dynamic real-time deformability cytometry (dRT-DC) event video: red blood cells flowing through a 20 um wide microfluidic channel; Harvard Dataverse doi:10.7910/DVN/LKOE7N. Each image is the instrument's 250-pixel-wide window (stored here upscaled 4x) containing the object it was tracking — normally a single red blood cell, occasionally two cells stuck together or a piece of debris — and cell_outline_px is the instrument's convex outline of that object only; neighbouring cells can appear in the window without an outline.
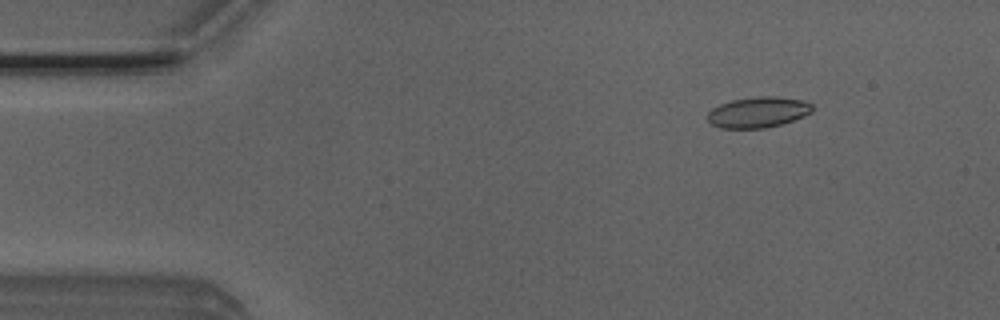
{"species": "Egyptian fruit bat (a non-hibernating species)", "species_latin": "Rousettus aegyptiacus", "temperature_condition": "room temperature", "stored_images_in_passage": 39, "camera_frame_rate_fps": 3000, "um_per_image_px": 0.085, "animal": {"sex": "male"}, "frame": {"image": 1, "passage_image": 5, "time_ms": 1.333, "image_size_px": [1000, 320], "cell_outline_px": [[812, 112], [804, 116], [780, 124], [764, 128], [720, 128], [712, 124], [704, 116], [712, 108], [720, 104], [732, 100], [760, 96], [776, 96], [804, 100], [812, 104]], "centroid_in_image_um": [64.41, 9.53], "position_along_channel_um": 20.6, "area_um2": 18.79}}
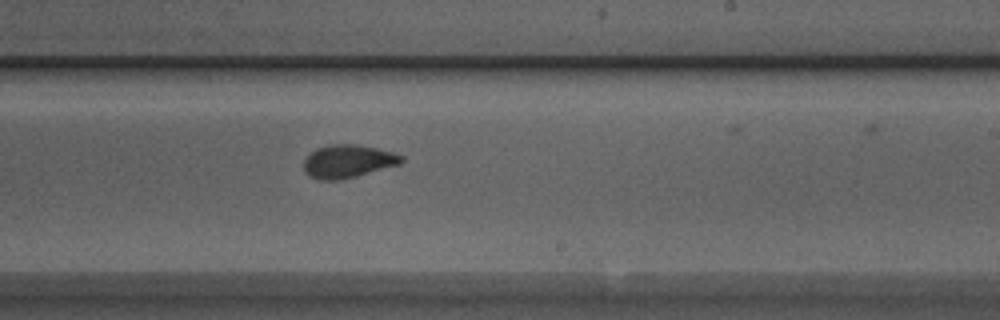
{"frame": {"image": 2, "passage_image": 29, "time_ms": 9.333, "image_size_px": [1000, 320], "cell_outline_px": [[404, 160], [400, 164], [356, 176], [340, 180], [320, 180], [308, 176], [304, 172], [304, 160], [316, 148], [328, 144], [356, 144], [376, 148], [392, 152], [404, 156]], "centroid_in_image_um": [29.56, 13.71], "position_along_channel_um": 259.4, "area_um2": 18.84}}
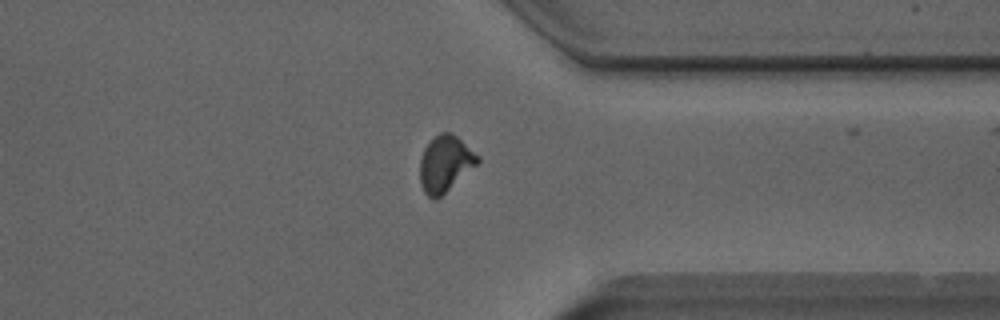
{"frame": {"image": 3, "passage_image": 38, "time_ms": 12.333, "image_size_px": [1000, 320], "cell_outline_px": [[480, 160], [476, 164], [436, 200], [432, 200], [424, 192], [420, 184], [420, 160], [424, 148], [440, 132], [448, 132], [456, 136], [480, 156]], "centroid_in_image_um": [37.81, 13.92], "position_along_channel_um": 373.6, "area_um2": 18.5}}